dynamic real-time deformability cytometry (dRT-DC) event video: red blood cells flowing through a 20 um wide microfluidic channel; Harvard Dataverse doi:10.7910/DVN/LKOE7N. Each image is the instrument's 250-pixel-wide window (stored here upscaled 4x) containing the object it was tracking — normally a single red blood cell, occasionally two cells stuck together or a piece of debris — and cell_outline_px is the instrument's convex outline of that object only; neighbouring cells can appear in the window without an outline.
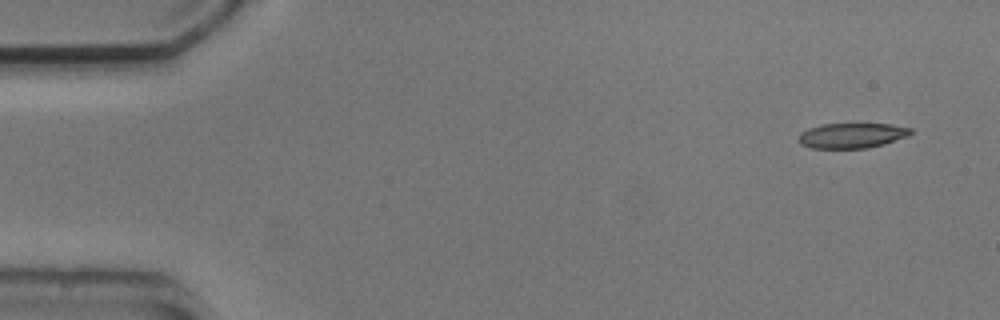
{"species": "common noctule bat (a hibernating species)", "species_latin": "Nyctalus noctula", "temperature_condition": "cold", "stored_images_in_passage": 4, "camera_frame_rate_fps": 3000, "um_per_image_px": 0.085, "animal": {"sex": "male", "body_mass_g": 20.5, "forearm_length_mm": 52.5}, "frame": {"image": 1, "passage_image": 1, "time_ms": 0.0, "image_size_px": [1000, 320], "cell_outline_px": [[912, 132], [908, 136], [884, 144], [868, 148], [812, 148], [800, 144], [796, 140], [800, 132], [808, 128], [820, 124], [892, 124], [912, 128]], "centroid_in_image_um": [72.38, 11.52], "position_along_channel_um": 12.6, "area_um2": 16.59}}
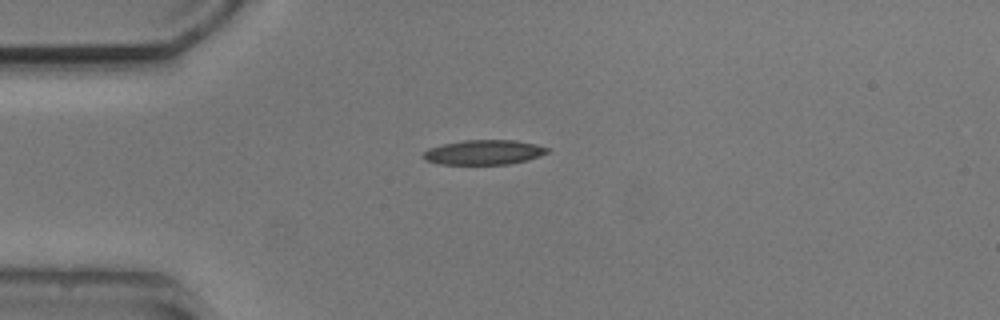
{"frame": {"image": 2, "passage_image": 4, "time_ms": 3.333, "image_size_px": [1000, 320], "cell_outline_px": [[552, 148], [548, 152], [540, 156], [528, 160], [508, 164], [440, 164], [424, 160], [424, 152], [428, 148], [444, 144], [464, 140], [516, 140], [536, 144]], "centroid_in_image_um": [41.18, 12.94], "position_along_channel_um": 43.8, "area_um2": 17.92}}